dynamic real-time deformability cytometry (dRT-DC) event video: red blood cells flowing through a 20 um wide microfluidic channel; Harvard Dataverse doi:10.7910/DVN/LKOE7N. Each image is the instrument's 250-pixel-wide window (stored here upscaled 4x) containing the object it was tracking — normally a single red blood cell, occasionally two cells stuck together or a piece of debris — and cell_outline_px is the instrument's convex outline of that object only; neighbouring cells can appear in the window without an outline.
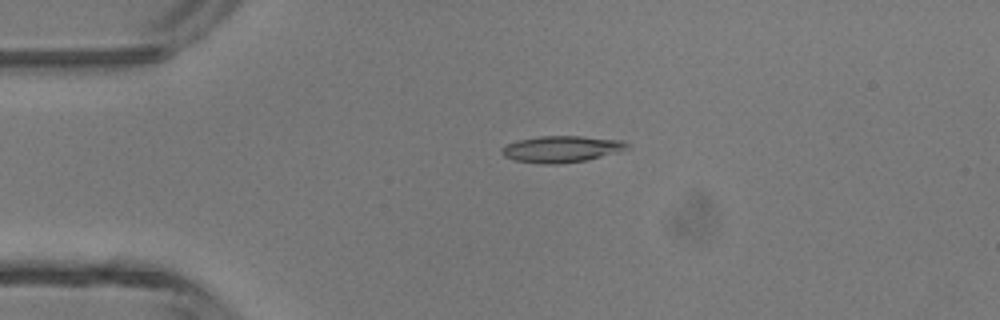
{"species": "common noctule bat (a hibernating species)", "species_latin": "Nyctalus noctula", "temperature_condition": "room temperature", "stored_images_in_passage": 4, "camera_frame_rate_fps": 3000, "um_per_image_px": 0.085, "animal": {"sex": "male", "body_mass_g": 13.3}, "frame": {"image": 1, "passage_image": 3, "time_ms": 0.667, "image_size_px": [1000, 320], "cell_outline_px": [[628, 148], [620, 152], [588, 160], [560, 164], [540, 164], [516, 160], [504, 156], [500, 152], [500, 148], [508, 144], [520, 140], [540, 136], [580, 136], [624, 140], [628, 144]], "centroid_in_image_um": [47.76, 12.68], "position_along_channel_um": 37.2, "area_um2": 19.48}}